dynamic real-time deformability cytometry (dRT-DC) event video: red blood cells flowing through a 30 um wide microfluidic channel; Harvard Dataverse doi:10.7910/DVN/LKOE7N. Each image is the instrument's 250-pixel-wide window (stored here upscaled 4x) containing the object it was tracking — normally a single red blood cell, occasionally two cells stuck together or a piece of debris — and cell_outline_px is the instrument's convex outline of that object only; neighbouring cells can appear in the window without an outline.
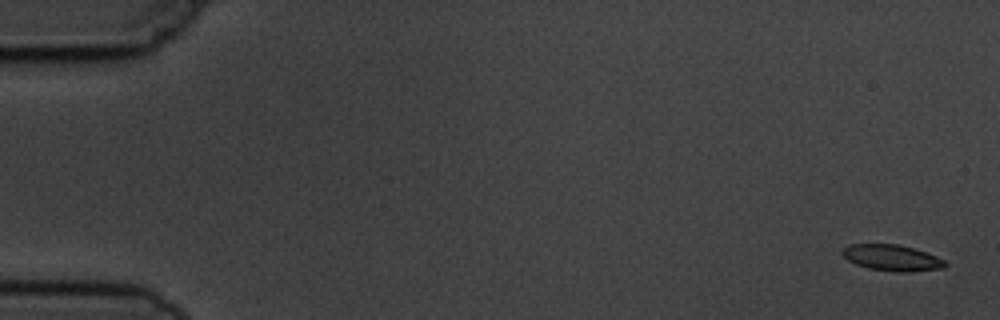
{"species": "common noctule bat (a hibernating species)", "species_latin": "Nyctalus noctula", "temperature_condition": "cold", "stored_images_in_passage": 5, "camera_frame_rate_fps": 3000, "um_per_image_px": 0.085, "animal": {"sex": "male", "body_mass_g": 19.5, "forearm_length_mm": 54.6}, "frame": {"image": 1, "passage_image": 1, "time_ms": 0.0, "image_size_px": [1000, 320], "cell_outline_px": [[948, 264], [944, 268], [908, 272], [896, 272], [868, 268], [856, 264], [848, 260], [840, 252], [848, 244], [896, 244], [912, 248], [936, 256], [944, 260]], "centroid_in_image_um": [75.8, 21.92], "position_along_channel_um": 9.2, "area_um2": 15.55}}
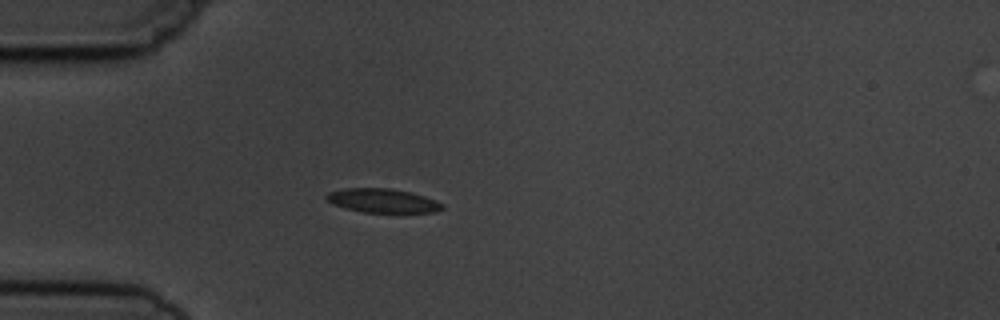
{"frame": {"image": 2, "passage_image": 5, "time_ms": 4.667, "image_size_px": [1000, 320], "cell_outline_px": [[444, 208], [436, 212], [404, 216], [364, 212], [344, 208], [332, 204], [324, 196], [328, 192], [344, 188], [392, 188], [412, 192], [436, 200], [444, 204]], "centroid_in_image_um": [32.62, 17.11], "position_along_channel_um": 52.4, "area_um2": 17.34}}